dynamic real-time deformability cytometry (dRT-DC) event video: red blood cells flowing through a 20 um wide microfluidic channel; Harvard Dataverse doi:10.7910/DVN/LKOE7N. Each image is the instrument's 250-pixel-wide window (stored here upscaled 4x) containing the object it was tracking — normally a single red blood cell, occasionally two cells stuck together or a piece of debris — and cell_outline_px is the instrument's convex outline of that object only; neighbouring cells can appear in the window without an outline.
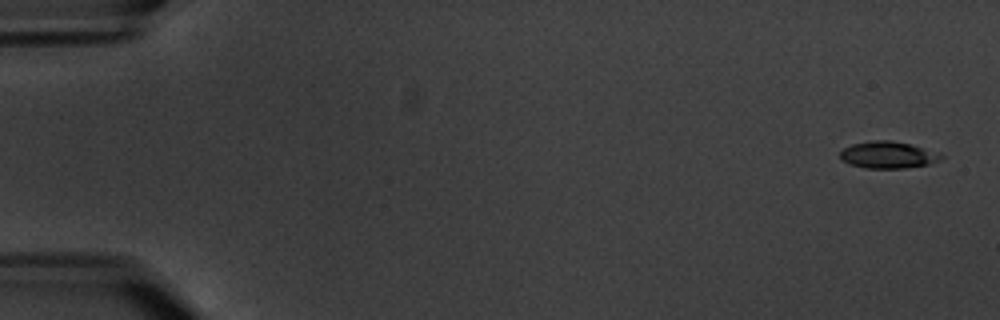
{"species": "common noctule bat (a hibernating species)", "species_latin": "Nyctalus noctula", "temperature_condition": "warm", "stored_images_in_passage": 7, "camera_frame_rate_fps": 3000, "um_per_image_px": 0.085, "animal": {"sex": "male", "body_mass_g": 20.1, "forearm_length_mm": 53.5}, "frame": {"image": 1, "passage_image": 1, "time_ms": 0.0, "image_size_px": [1000, 320], "cell_outline_px": [[944, 156], [940, 160], [928, 164], [904, 168], [864, 168], [848, 164], [840, 156], [840, 152], [844, 148], [852, 144], [872, 140], [892, 140], [912, 144]], "centroid_in_image_um": [75.44, 13.16], "position_along_channel_um": 9.6, "area_um2": 15.66}}
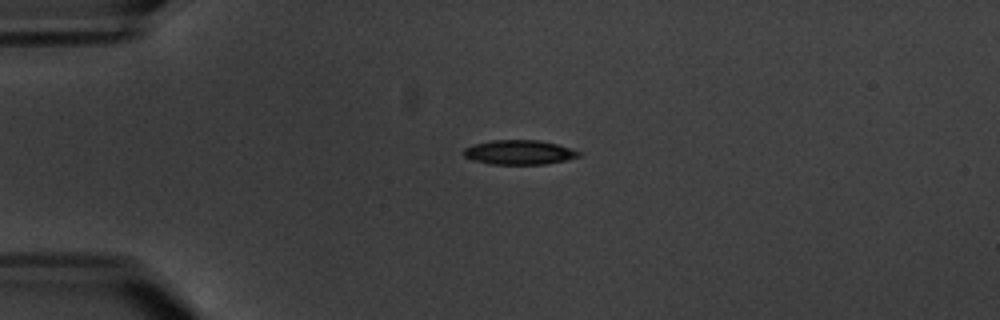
{"frame": {"image": 2, "passage_image": 4, "time_ms": 4.333, "image_size_px": [1000, 320], "cell_outline_px": [[580, 156], [548, 164], [492, 164], [472, 160], [464, 156], [464, 148], [472, 144], [492, 140], [540, 140], [556, 144], [580, 152]], "centroid_in_image_um": [44.09, 12.94], "position_along_channel_um": 40.9, "area_um2": 16.3}}